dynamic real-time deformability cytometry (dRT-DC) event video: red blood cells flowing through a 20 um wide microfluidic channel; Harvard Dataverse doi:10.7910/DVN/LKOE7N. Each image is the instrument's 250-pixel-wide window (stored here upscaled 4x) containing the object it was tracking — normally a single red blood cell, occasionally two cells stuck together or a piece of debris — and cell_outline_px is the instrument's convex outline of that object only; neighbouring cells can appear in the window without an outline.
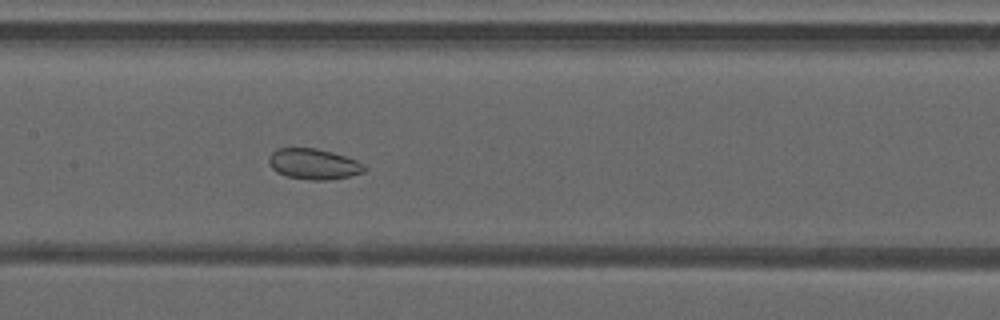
{"species": "common noctule bat (a hibernating species)", "species_latin": "Nyctalus noctula", "temperature_condition": "warm", "stored_images_in_passage": 40, "camera_frame_rate_fps": 3000, "um_per_image_px": 0.085, "animal": {"sex": "male", "forearm_length_mm": 52.5}, "frame": {"image": 1, "passage_image": 16, "time_ms": 5.0, "image_size_px": [1000, 320], "cell_outline_px": [[368, 168], [364, 172], [348, 176], [328, 180], [312, 180], [288, 176], [276, 172], [268, 164], [268, 156], [276, 148], [316, 148], [332, 152], [356, 160], [364, 164]], "centroid_in_image_um": [26.64, 13.93], "position_along_channel_um": 180.8, "area_um2": 17.11}}
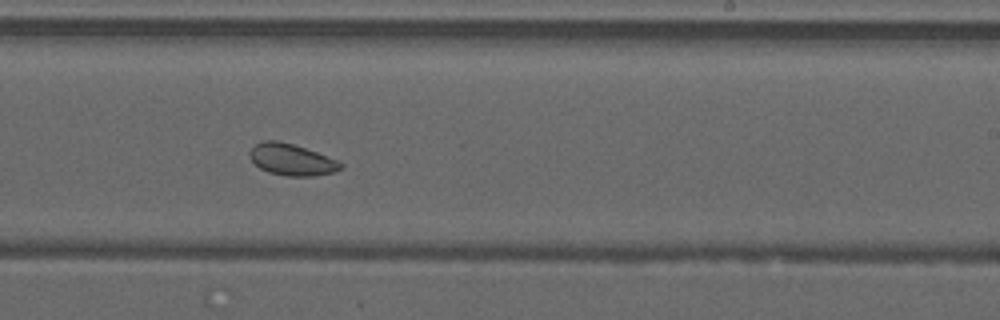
{"frame": {"image": 2, "passage_image": 22, "time_ms": 7.0, "image_size_px": [1000, 320], "cell_outline_px": [[344, 168], [336, 172], [312, 176], [284, 176], [268, 172], [260, 168], [248, 156], [248, 152], [260, 140], [276, 140], [292, 144], [316, 152], [336, 160], [344, 164]], "centroid_in_image_um": [24.78, 13.58], "position_along_channel_um": 264.2, "area_um2": 16.76}}
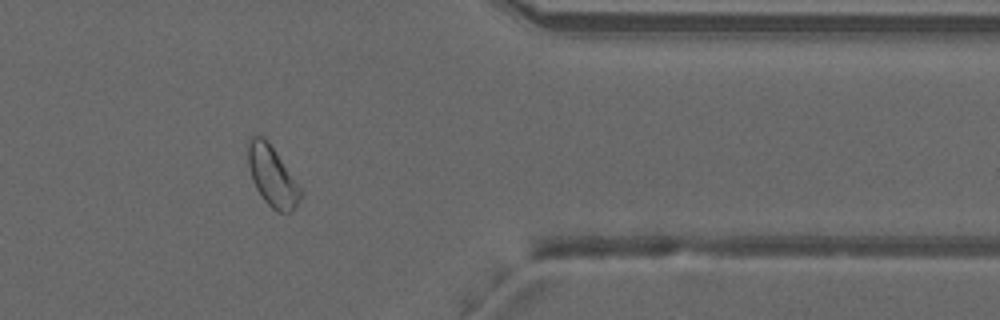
{"frame": {"image": 3, "passage_image": 32, "time_ms": 10.333, "image_size_px": [1000, 320], "cell_outline_px": [[300, 200], [288, 212], [276, 212], [264, 200], [256, 188], [252, 180], [248, 164], [248, 140], [252, 136], [264, 136], [268, 140], [300, 188]], "centroid_in_image_um": [23.09, 14.94], "position_along_channel_um": 388.3, "area_um2": 17.92}, "authors_computed_cell_mechanics": {"area_um2": 18.9295, "velocity_mm_per_s": 4.1978, "shape_relaxation_time_tau1_ms": null, "shape_relaxation_time_tau2_ms": 2.9008, "deformation_change_tau1": null, "deformation_change_tau2": 0.0805}}